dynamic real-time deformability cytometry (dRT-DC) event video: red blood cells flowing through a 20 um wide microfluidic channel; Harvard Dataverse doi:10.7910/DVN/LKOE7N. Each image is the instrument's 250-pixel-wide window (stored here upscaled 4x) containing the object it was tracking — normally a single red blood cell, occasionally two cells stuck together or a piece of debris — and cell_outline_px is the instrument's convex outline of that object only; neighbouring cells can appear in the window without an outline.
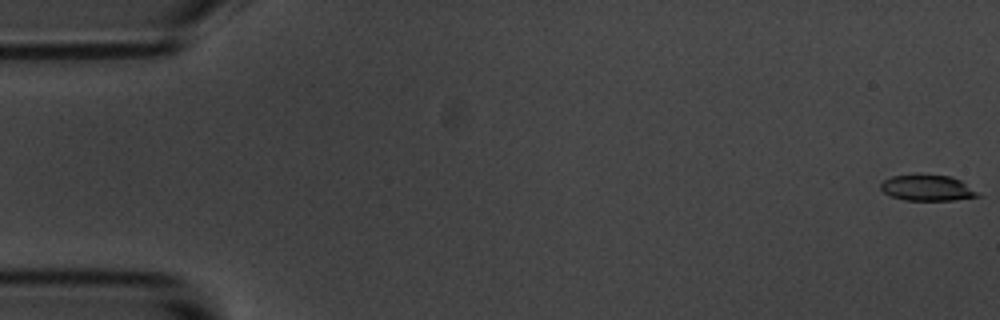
{"species": "common noctule bat (a hibernating species)", "species_latin": "Nyctalus noctula", "temperature_condition": "room temperature", "stored_images_in_passage": 59, "camera_frame_rate_fps": 3000, "um_per_image_px": 0.085, "animal": {"sex": "male", "body_mass_g": 20.1, "forearm_length_mm": 53.5}, "frame": {"image": 1, "passage_image": 1, "time_ms": 0.0, "image_size_px": [1000, 320], "cell_outline_px": [[984, 196], [952, 200], [904, 200], [892, 196], [884, 192], [880, 188], [880, 184], [884, 180], [892, 176], [948, 176], [960, 180]], "centroid_in_image_um": [78.85, 16.0], "position_along_channel_um": 6.2, "area_um2": 14.22}}
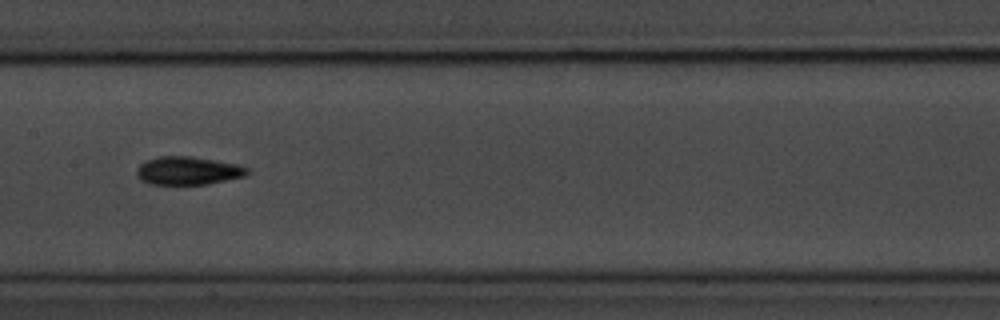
{"frame": {"image": 2, "passage_image": 29, "time_ms": 9.333, "image_size_px": [1000, 320], "cell_outline_px": [[248, 172], [244, 176], [204, 184], [152, 184], [140, 180], [136, 172], [136, 168], [140, 164], [148, 160], [160, 156], [192, 156], [236, 164], [248, 168]], "centroid_in_image_um": [15.93, 14.5], "position_along_channel_um": 191.5, "area_um2": 17.86}}
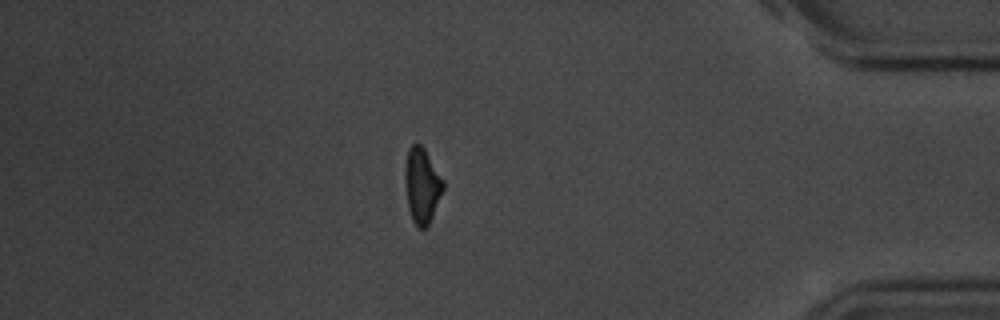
{"frame": {"image": 3, "passage_image": 50, "time_ms": 16.333, "image_size_px": [1000, 320], "cell_outline_px": [[444, 188], [432, 216], [428, 224], [424, 228], [416, 228], [412, 220], [408, 208], [404, 180], [404, 168], [408, 148], [416, 140], [424, 148], [444, 180]], "centroid_in_image_um": [35.84, 15.73], "position_along_channel_um": 399.4, "area_um2": 16.94}, "authors_computed_cell_mechanics": {"area_um2": 16.9354, "velocity_mm_per_s": 3.517, "shape_relaxation_time_tau1_ms": 3.1056, "shape_relaxation_time_tau2_ms": 10.2977, "deformation_change_tau1": 0.134, "deformation_change_tau2": 0.1804}}